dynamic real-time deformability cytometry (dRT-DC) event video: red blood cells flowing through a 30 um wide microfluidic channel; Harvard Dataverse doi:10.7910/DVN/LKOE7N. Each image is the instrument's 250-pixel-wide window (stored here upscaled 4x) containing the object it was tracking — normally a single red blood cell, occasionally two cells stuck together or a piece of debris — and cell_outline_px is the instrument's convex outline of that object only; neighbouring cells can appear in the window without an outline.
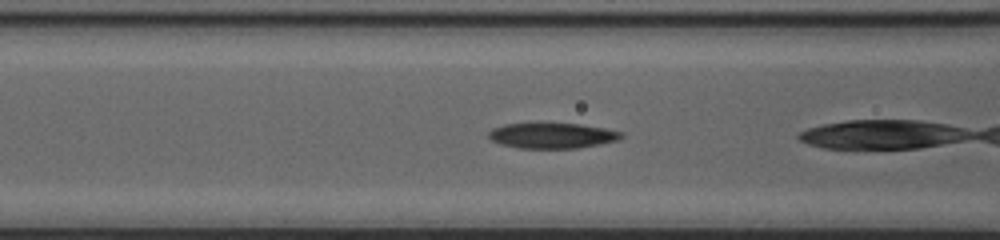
{"species": "common noctule bat (a hibernating species)", "species_latin": "Nyctalus noctula", "temperature_condition": "cold", "stored_images_in_passage": 20, "camera_frame_rate_fps": 3000, "um_per_image_px": 0.085, "animal": {"sex": "female", "body_mass_g": 20.0, "forearm_length_mm": 54.0}, "frame": {"image": 1, "passage_image": 13, "time_ms": 4.0, "image_size_px": [1000, 240], "cell_outline_px": [[624, 136], [620, 140], [600, 144], [576, 148], [520, 148], [500, 144], [492, 140], [488, 136], [488, 132], [492, 128], [504, 124], [580, 124], [604, 128], [624, 132]], "centroid_in_image_um": [46.96, 11.53], "position_along_channel_um": 119.6, "area_um2": 19.59}}